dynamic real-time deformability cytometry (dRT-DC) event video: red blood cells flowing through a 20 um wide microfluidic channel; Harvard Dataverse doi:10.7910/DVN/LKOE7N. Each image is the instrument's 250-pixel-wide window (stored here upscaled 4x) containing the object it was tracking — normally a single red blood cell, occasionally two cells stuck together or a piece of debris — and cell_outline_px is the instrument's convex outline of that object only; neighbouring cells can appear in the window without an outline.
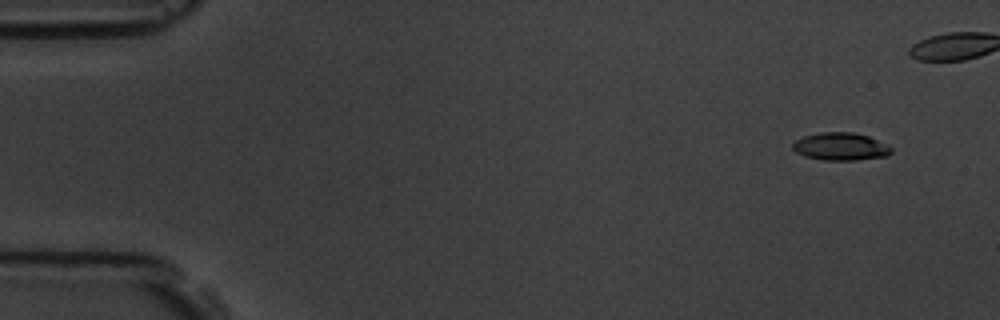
{"species": "common noctule bat (a hibernating species)", "species_latin": "Nyctalus noctula", "temperature_condition": "room temperature", "stored_images_in_passage": 5, "camera_frame_rate_fps": 3000, "um_per_image_px": 0.085, "animal": {"sex": "male", "body_mass_g": 19.5, "forearm_length_mm": 54.6}, "frame": {"image": 1, "passage_image": 1, "time_ms": 0.0, "image_size_px": [1000, 320], "cell_outline_px": [[892, 152], [888, 156], [856, 160], [824, 160], [804, 156], [796, 152], [792, 148], [792, 144], [796, 140], [804, 136], [820, 132], [852, 132], [868, 136], [888, 144], [892, 148]], "centroid_in_image_um": [71.47, 12.45], "position_along_channel_um": 13.5, "area_um2": 16.01}}
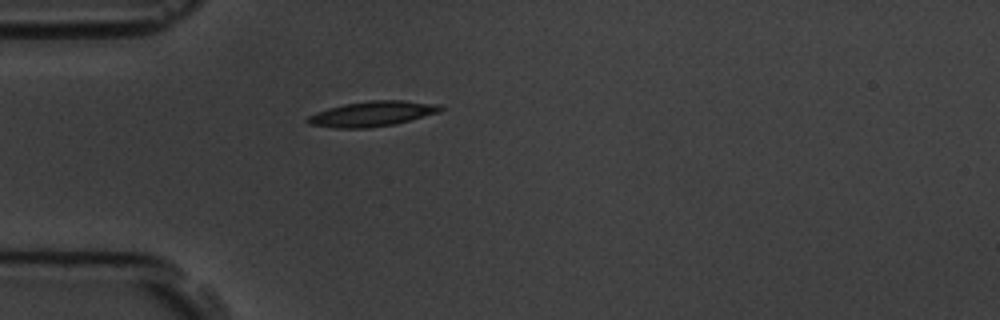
{"frame": {"image": 2, "passage_image": 5, "time_ms": 5.667, "image_size_px": [1000, 320], "cell_outline_px": [[444, 108], [440, 112], [396, 124], [368, 128], [336, 128], [308, 124], [304, 120], [308, 116], [316, 112], [328, 108], [344, 104], [368, 100], [404, 100], [440, 104]], "centroid_in_image_um": [31.64, 9.67], "position_along_channel_um": 53.4, "area_um2": 19.71}}